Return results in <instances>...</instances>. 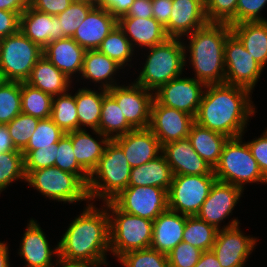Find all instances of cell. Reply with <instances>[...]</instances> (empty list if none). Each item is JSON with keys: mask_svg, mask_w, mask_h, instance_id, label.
<instances>
[{"mask_svg": "<svg viewBox=\"0 0 267 267\" xmlns=\"http://www.w3.org/2000/svg\"><path fill=\"white\" fill-rule=\"evenodd\" d=\"M54 166L61 170L78 175L86 184L89 174L78 164L73 152L71 137L65 133L56 146V158Z\"/></svg>", "mask_w": 267, "mask_h": 267, "instance_id": "cell-42", "label": "cell"}, {"mask_svg": "<svg viewBox=\"0 0 267 267\" xmlns=\"http://www.w3.org/2000/svg\"><path fill=\"white\" fill-rule=\"evenodd\" d=\"M172 12L165 32L169 38H181L209 23L204 0H172Z\"/></svg>", "mask_w": 267, "mask_h": 267, "instance_id": "cell-18", "label": "cell"}, {"mask_svg": "<svg viewBox=\"0 0 267 267\" xmlns=\"http://www.w3.org/2000/svg\"><path fill=\"white\" fill-rule=\"evenodd\" d=\"M230 27L252 58L264 68L267 64V21L243 22Z\"/></svg>", "mask_w": 267, "mask_h": 267, "instance_id": "cell-28", "label": "cell"}, {"mask_svg": "<svg viewBox=\"0 0 267 267\" xmlns=\"http://www.w3.org/2000/svg\"><path fill=\"white\" fill-rule=\"evenodd\" d=\"M52 121L65 133L79 129L75 94L64 93L52 99Z\"/></svg>", "mask_w": 267, "mask_h": 267, "instance_id": "cell-35", "label": "cell"}, {"mask_svg": "<svg viewBox=\"0 0 267 267\" xmlns=\"http://www.w3.org/2000/svg\"><path fill=\"white\" fill-rule=\"evenodd\" d=\"M85 53L72 37L51 41L43 49V56L71 81L73 74H81Z\"/></svg>", "mask_w": 267, "mask_h": 267, "instance_id": "cell-24", "label": "cell"}, {"mask_svg": "<svg viewBox=\"0 0 267 267\" xmlns=\"http://www.w3.org/2000/svg\"><path fill=\"white\" fill-rule=\"evenodd\" d=\"M21 241L18 254L25 259L26 267L56 266L52 257L55 255L58 258V245L54 250L50 248L45 232L36 220L30 219Z\"/></svg>", "mask_w": 267, "mask_h": 267, "instance_id": "cell-21", "label": "cell"}, {"mask_svg": "<svg viewBox=\"0 0 267 267\" xmlns=\"http://www.w3.org/2000/svg\"><path fill=\"white\" fill-rule=\"evenodd\" d=\"M74 0H29V6L38 11L57 16L64 12Z\"/></svg>", "mask_w": 267, "mask_h": 267, "instance_id": "cell-51", "label": "cell"}, {"mask_svg": "<svg viewBox=\"0 0 267 267\" xmlns=\"http://www.w3.org/2000/svg\"><path fill=\"white\" fill-rule=\"evenodd\" d=\"M172 0H152L153 18L158 21L164 28L169 23L172 12Z\"/></svg>", "mask_w": 267, "mask_h": 267, "instance_id": "cell-54", "label": "cell"}, {"mask_svg": "<svg viewBox=\"0 0 267 267\" xmlns=\"http://www.w3.org/2000/svg\"><path fill=\"white\" fill-rule=\"evenodd\" d=\"M108 94L117 102L133 129L148 128L154 92L137 85H120L108 89Z\"/></svg>", "mask_w": 267, "mask_h": 267, "instance_id": "cell-14", "label": "cell"}, {"mask_svg": "<svg viewBox=\"0 0 267 267\" xmlns=\"http://www.w3.org/2000/svg\"><path fill=\"white\" fill-rule=\"evenodd\" d=\"M97 50L114 60L122 68H125L126 65L130 66L127 62L133 59L131 57H133L135 52L131 42L118 24L106 36Z\"/></svg>", "mask_w": 267, "mask_h": 267, "instance_id": "cell-38", "label": "cell"}, {"mask_svg": "<svg viewBox=\"0 0 267 267\" xmlns=\"http://www.w3.org/2000/svg\"><path fill=\"white\" fill-rule=\"evenodd\" d=\"M42 56L43 49L20 31L0 40V72L6 81L25 82Z\"/></svg>", "mask_w": 267, "mask_h": 267, "instance_id": "cell-9", "label": "cell"}, {"mask_svg": "<svg viewBox=\"0 0 267 267\" xmlns=\"http://www.w3.org/2000/svg\"><path fill=\"white\" fill-rule=\"evenodd\" d=\"M117 24L131 42L133 49L135 46L151 48L164 43L169 38L165 28L153 17L147 19L119 17Z\"/></svg>", "mask_w": 267, "mask_h": 267, "instance_id": "cell-25", "label": "cell"}, {"mask_svg": "<svg viewBox=\"0 0 267 267\" xmlns=\"http://www.w3.org/2000/svg\"><path fill=\"white\" fill-rule=\"evenodd\" d=\"M131 167L122 148L110 140L96 168L89 175L87 191L89 202L101 199L111 201L128 187Z\"/></svg>", "mask_w": 267, "mask_h": 267, "instance_id": "cell-4", "label": "cell"}, {"mask_svg": "<svg viewBox=\"0 0 267 267\" xmlns=\"http://www.w3.org/2000/svg\"><path fill=\"white\" fill-rule=\"evenodd\" d=\"M53 97L26 82H21V110L38 119L51 117Z\"/></svg>", "mask_w": 267, "mask_h": 267, "instance_id": "cell-37", "label": "cell"}, {"mask_svg": "<svg viewBox=\"0 0 267 267\" xmlns=\"http://www.w3.org/2000/svg\"><path fill=\"white\" fill-rule=\"evenodd\" d=\"M205 88L206 84L202 81L180 76L160 86L154 92V99L161 105L185 112L195 118Z\"/></svg>", "mask_w": 267, "mask_h": 267, "instance_id": "cell-15", "label": "cell"}, {"mask_svg": "<svg viewBox=\"0 0 267 267\" xmlns=\"http://www.w3.org/2000/svg\"><path fill=\"white\" fill-rule=\"evenodd\" d=\"M239 224L238 219L234 218L217 232L211 250L222 267H244L257 244L258 239L244 235Z\"/></svg>", "mask_w": 267, "mask_h": 267, "instance_id": "cell-13", "label": "cell"}, {"mask_svg": "<svg viewBox=\"0 0 267 267\" xmlns=\"http://www.w3.org/2000/svg\"><path fill=\"white\" fill-rule=\"evenodd\" d=\"M20 16L16 12L0 10V40L19 31Z\"/></svg>", "mask_w": 267, "mask_h": 267, "instance_id": "cell-52", "label": "cell"}, {"mask_svg": "<svg viewBox=\"0 0 267 267\" xmlns=\"http://www.w3.org/2000/svg\"><path fill=\"white\" fill-rule=\"evenodd\" d=\"M117 25V18L108 10L94 6L72 39L85 50H96Z\"/></svg>", "mask_w": 267, "mask_h": 267, "instance_id": "cell-22", "label": "cell"}, {"mask_svg": "<svg viewBox=\"0 0 267 267\" xmlns=\"http://www.w3.org/2000/svg\"><path fill=\"white\" fill-rule=\"evenodd\" d=\"M194 267H222L212 250L203 251Z\"/></svg>", "mask_w": 267, "mask_h": 267, "instance_id": "cell-59", "label": "cell"}, {"mask_svg": "<svg viewBox=\"0 0 267 267\" xmlns=\"http://www.w3.org/2000/svg\"><path fill=\"white\" fill-rule=\"evenodd\" d=\"M209 23L236 24L238 0H204Z\"/></svg>", "mask_w": 267, "mask_h": 267, "instance_id": "cell-46", "label": "cell"}, {"mask_svg": "<svg viewBox=\"0 0 267 267\" xmlns=\"http://www.w3.org/2000/svg\"><path fill=\"white\" fill-rule=\"evenodd\" d=\"M21 110V82L6 81L0 86V125H7Z\"/></svg>", "mask_w": 267, "mask_h": 267, "instance_id": "cell-39", "label": "cell"}, {"mask_svg": "<svg viewBox=\"0 0 267 267\" xmlns=\"http://www.w3.org/2000/svg\"><path fill=\"white\" fill-rule=\"evenodd\" d=\"M243 191L240 187L216 180L196 216L217 230L222 229L221 222L231 215Z\"/></svg>", "mask_w": 267, "mask_h": 267, "instance_id": "cell-17", "label": "cell"}, {"mask_svg": "<svg viewBox=\"0 0 267 267\" xmlns=\"http://www.w3.org/2000/svg\"><path fill=\"white\" fill-rule=\"evenodd\" d=\"M93 132L100 137L94 139L85 129H78L67 134L71 137L73 152L78 164L90 175L96 168L100 158L103 156L106 145L110 139L98 130Z\"/></svg>", "mask_w": 267, "mask_h": 267, "instance_id": "cell-27", "label": "cell"}, {"mask_svg": "<svg viewBox=\"0 0 267 267\" xmlns=\"http://www.w3.org/2000/svg\"><path fill=\"white\" fill-rule=\"evenodd\" d=\"M181 38H168L149 49L146 61L135 83L155 92L160 86L182 75L187 64L185 45Z\"/></svg>", "mask_w": 267, "mask_h": 267, "instance_id": "cell-5", "label": "cell"}, {"mask_svg": "<svg viewBox=\"0 0 267 267\" xmlns=\"http://www.w3.org/2000/svg\"><path fill=\"white\" fill-rule=\"evenodd\" d=\"M111 201L120 210L151 221L168 209L167 190L155 186H128Z\"/></svg>", "mask_w": 267, "mask_h": 267, "instance_id": "cell-11", "label": "cell"}, {"mask_svg": "<svg viewBox=\"0 0 267 267\" xmlns=\"http://www.w3.org/2000/svg\"><path fill=\"white\" fill-rule=\"evenodd\" d=\"M39 120L33 116L20 113L6 125L17 150L22 152L27 147Z\"/></svg>", "mask_w": 267, "mask_h": 267, "instance_id": "cell-44", "label": "cell"}, {"mask_svg": "<svg viewBox=\"0 0 267 267\" xmlns=\"http://www.w3.org/2000/svg\"><path fill=\"white\" fill-rule=\"evenodd\" d=\"M186 216L167 209L153 221L150 247L163 254H168L182 242Z\"/></svg>", "mask_w": 267, "mask_h": 267, "instance_id": "cell-26", "label": "cell"}, {"mask_svg": "<svg viewBox=\"0 0 267 267\" xmlns=\"http://www.w3.org/2000/svg\"><path fill=\"white\" fill-rule=\"evenodd\" d=\"M267 0H238L236 8V24L243 22L267 21L261 17V11Z\"/></svg>", "mask_w": 267, "mask_h": 267, "instance_id": "cell-49", "label": "cell"}, {"mask_svg": "<svg viewBox=\"0 0 267 267\" xmlns=\"http://www.w3.org/2000/svg\"><path fill=\"white\" fill-rule=\"evenodd\" d=\"M231 27L226 23H208L195 30L184 43L186 53H190V63L195 79L208 84H223L225 80V42L231 34ZM187 45V46H186Z\"/></svg>", "mask_w": 267, "mask_h": 267, "instance_id": "cell-3", "label": "cell"}, {"mask_svg": "<svg viewBox=\"0 0 267 267\" xmlns=\"http://www.w3.org/2000/svg\"><path fill=\"white\" fill-rule=\"evenodd\" d=\"M25 82L52 97L67 93L72 84V81L44 56L34 65Z\"/></svg>", "mask_w": 267, "mask_h": 267, "instance_id": "cell-29", "label": "cell"}, {"mask_svg": "<svg viewBox=\"0 0 267 267\" xmlns=\"http://www.w3.org/2000/svg\"><path fill=\"white\" fill-rule=\"evenodd\" d=\"M64 134L65 132L51 118L40 119L27 147L23 151L50 147L53 144H57Z\"/></svg>", "mask_w": 267, "mask_h": 267, "instance_id": "cell-45", "label": "cell"}, {"mask_svg": "<svg viewBox=\"0 0 267 267\" xmlns=\"http://www.w3.org/2000/svg\"><path fill=\"white\" fill-rule=\"evenodd\" d=\"M56 146L38 148L32 151H22L24 155V170H37L54 166Z\"/></svg>", "mask_w": 267, "mask_h": 267, "instance_id": "cell-48", "label": "cell"}, {"mask_svg": "<svg viewBox=\"0 0 267 267\" xmlns=\"http://www.w3.org/2000/svg\"><path fill=\"white\" fill-rule=\"evenodd\" d=\"M260 137L247 141L252 156L257 161L263 176L267 179V129Z\"/></svg>", "mask_w": 267, "mask_h": 267, "instance_id": "cell-50", "label": "cell"}, {"mask_svg": "<svg viewBox=\"0 0 267 267\" xmlns=\"http://www.w3.org/2000/svg\"><path fill=\"white\" fill-rule=\"evenodd\" d=\"M19 31L41 49L51 41L65 38L59 32L57 16L38 11L30 6L20 15Z\"/></svg>", "mask_w": 267, "mask_h": 267, "instance_id": "cell-23", "label": "cell"}, {"mask_svg": "<svg viewBox=\"0 0 267 267\" xmlns=\"http://www.w3.org/2000/svg\"><path fill=\"white\" fill-rule=\"evenodd\" d=\"M17 150L6 125H0V153Z\"/></svg>", "mask_w": 267, "mask_h": 267, "instance_id": "cell-57", "label": "cell"}, {"mask_svg": "<svg viewBox=\"0 0 267 267\" xmlns=\"http://www.w3.org/2000/svg\"><path fill=\"white\" fill-rule=\"evenodd\" d=\"M216 180L215 175H173L167 191L168 209L196 216Z\"/></svg>", "mask_w": 267, "mask_h": 267, "instance_id": "cell-10", "label": "cell"}, {"mask_svg": "<svg viewBox=\"0 0 267 267\" xmlns=\"http://www.w3.org/2000/svg\"><path fill=\"white\" fill-rule=\"evenodd\" d=\"M224 59V83L242 86L252 91L264 68L252 58L233 33L226 39Z\"/></svg>", "mask_w": 267, "mask_h": 267, "instance_id": "cell-12", "label": "cell"}, {"mask_svg": "<svg viewBox=\"0 0 267 267\" xmlns=\"http://www.w3.org/2000/svg\"><path fill=\"white\" fill-rule=\"evenodd\" d=\"M8 249V245L0 241V267H10Z\"/></svg>", "mask_w": 267, "mask_h": 267, "instance_id": "cell-60", "label": "cell"}, {"mask_svg": "<svg viewBox=\"0 0 267 267\" xmlns=\"http://www.w3.org/2000/svg\"><path fill=\"white\" fill-rule=\"evenodd\" d=\"M29 7V0H0V10L16 12L19 16Z\"/></svg>", "mask_w": 267, "mask_h": 267, "instance_id": "cell-56", "label": "cell"}, {"mask_svg": "<svg viewBox=\"0 0 267 267\" xmlns=\"http://www.w3.org/2000/svg\"><path fill=\"white\" fill-rule=\"evenodd\" d=\"M251 90L229 84H208L194 121L228 138L244 136L249 119L255 114Z\"/></svg>", "mask_w": 267, "mask_h": 267, "instance_id": "cell-1", "label": "cell"}, {"mask_svg": "<svg viewBox=\"0 0 267 267\" xmlns=\"http://www.w3.org/2000/svg\"><path fill=\"white\" fill-rule=\"evenodd\" d=\"M217 232L214 226L197 216H186L182 241L201 251H209L215 243Z\"/></svg>", "mask_w": 267, "mask_h": 267, "instance_id": "cell-36", "label": "cell"}, {"mask_svg": "<svg viewBox=\"0 0 267 267\" xmlns=\"http://www.w3.org/2000/svg\"><path fill=\"white\" fill-rule=\"evenodd\" d=\"M162 154L173 175H214V169L198 155L188 138L163 145Z\"/></svg>", "mask_w": 267, "mask_h": 267, "instance_id": "cell-19", "label": "cell"}, {"mask_svg": "<svg viewBox=\"0 0 267 267\" xmlns=\"http://www.w3.org/2000/svg\"><path fill=\"white\" fill-rule=\"evenodd\" d=\"M188 139L198 155L214 169L219 163L223 147L229 138L194 122Z\"/></svg>", "mask_w": 267, "mask_h": 267, "instance_id": "cell-32", "label": "cell"}, {"mask_svg": "<svg viewBox=\"0 0 267 267\" xmlns=\"http://www.w3.org/2000/svg\"><path fill=\"white\" fill-rule=\"evenodd\" d=\"M172 179L171 167L161 154L145 164L131 168L128 186H155L168 191Z\"/></svg>", "mask_w": 267, "mask_h": 267, "instance_id": "cell-31", "label": "cell"}, {"mask_svg": "<svg viewBox=\"0 0 267 267\" xmlns=\"http://www.w3.org/2000/svg\"><path fill=\"white\" fill-rule=\"evenodd\" d=\"M55 267H101V265L107 266L108 263H99L91 261H72L62 258H57Z\"/></svg>", "mask_w": 267, "mask_h": 267, "instance_id": "cell-58", "label": "cell"}, {"mask_svg": "<svg viewBox=\"0 0 267 267\" xmlns=\"http://www.w3.org/2000/svg\"><path fill=\"white\" fill-rule=\"evenodd\" d=\"M118 262L123 267H169L167 255L151 247L127 252Z\"/></svg>", "mask_w": 267, "mask_h": 267, "instance_id": "cell-43", "label": "cell"}, {"mask_svg": "<svg viewBox=\"0 0 267 267\" xmlns=\"http://www.w3.org/2000/svg\"><path fill=\"white\" fill-rule=\"evenodd\" d=\"M120 17H135L147 19L153 17L152 0H135L128 12Z\"/></svg>", "mask_w": 267, "mask_h": 267, "instance_id": "cell-55", "label": "cell"}, {"mask_svg": "<svg viewBox=\"0 0 267 267\" xmlns=\"http://www.w3.org/2000/svg\"><path fill=\"white\" fill-rule=\"evenodd\" d=\"M120 69L124 68L99 50H86L81 78L99 83L100 88L108 90L117 86L114 75Z\"/></svg>", "mask_w": 267, "mask_h": 267, "instance_id": "cell-30", "label": "cell"}, {"mask_svg": "<svg viewBox=\"0 0 267 267\" xmlns=\"http://www.w3.org/2000/svg\"><path fill=\"white\" fill-rule=\"evenodd\" d=\"M113 140L122 148L131 168L162 154V145L149 128L133 129Z\"/></svg>", "mask_w": 267, "mask_h": 267, "instance_id": "cell-20", "label": "cell"}, {"mask_svg": "<svg viewBox=\"0 0 267 267\" xmlns=\"http://www.w3.org/2000/svg\"><path fill=\"white\" fill-rule=\"evenodd\" d=\"M133 130L117 102L107 93L102 102L99 132L113 140Z\"/></svg>", "mask_w": 267, "mask_h": 267, "instance_id": "cell-34", "label": "cell"}, {"mask_svg": "<svg viewBox=\"0 0 267 267\" xmlns=\"http://www.w3.org/2000/svg\"><path fill=\"white\" fill-rule=\"evenodd\" d=\"M98 90H100L99 93L96 90L82 87L77 90V93L75 92L79 129L89 127L91 130L99 131L102 102L108 91L103 88H98Z\"/></svg>", "mask_w": 267, "mask_h": 267, "instance_id": "cell-33", "label": "cell"}, {"mask_svg": "<svg viewBox=\"0 0 267 267\" xmlns=\"http://www.w3.org/2000/svg\"><path fill=\"white\" fill-rule=\"evenodd\" d=\"M25 173V182L46 198L69 204L83 200L89 202L87 184L76 174L65 172L56 166L25 170Z\"/></svg>", "mask_w": 267, "mask_h": 267, "instance_id": "cell-8", "label": "cell"}, {"mask_svg": "<svg viewBox=\"0 0 267 267\" xmlns=\"http://www.w3.org/2000/svg\"><path fill=\"white\" fill-rule=\"evenodd\" d=\"M4 82H6V80H5L4 76H3V74L0 72V86L2 84H4Z\"/></svg>", "mask_w": 267, "mask_h": 267, "instance_id": "cell-61", "label": "cell"}, {"mask_svg": "<svg viewBox=\"0 0 267 267\" xmlns=\"http://www.w3.org/2000/svg\"><path fill=\"white\" fill-rule=\"evenodd\" d=\"M203 251L187 242H180L168 254L169 267H194Z\"/></svg>", "mask_w": 267, "mask_h": 267, "instance_id": "cell-47", "label": "cell"}, {"mask_svg": "<svg viewBox=\"0 0 267 267\" xmlns=\"http://www.w3.org/2000/svg\"><path fill=\"white\" fill-rule=\"evenodd\" d=\"M80 1H88V2H91L93 4H96L98 2V0H80Z\"/></svg>", "mask_w": 267, "mask_h": 267, "instance_id": "cell-62", "label": "cell"}, {"mask_svg": "<svg viewBox=\"0 0 267 267\" xmlns=\"http://www.w3.org/2000/svg\"><path fill=\"white\" fill-rule=\"evenodd\" d=\"M135 0H98L95 6L108 10L117 19L125 15Z\"/></svg>", "mask_w": 267, "mask_h": 267, "instance_id": "cell-53", "label": "cell"}, {"mask_svg": "<svg viewBox=\"0 0 267 267\" xmlns=\"http://www.w3.org/2000/svg\"><path fill=\"white\" fill-rule=\"evenodd\" d=\"M95 4L88 1L74 0L58 17L59 32L65 37H73L77 28L84 22L89 11Z\"/></svg>", "mask_w": 267, "mask_h": 267, "instance_id": "cell-41", "label": "cell"}, {"mask_svg": "<svg viewBox=\"0 0 267 267\" xmlns=\"http://www.w3.org/2000/svg\"><path fill=\"white\" fill-rule=\"evenodd\" d=\"M93 203L87 204L69 224L57 243L58 258L107 263V252L110 251L109 214L104 205L97 208Z\"/></svg>", "mask_w": 267, "mask_h": 267, "instance_id": "cell-2", "label": "cell"}, {"mask_svg": "<svg viewBox=\"0 0 267 267\" xmlns=\"http://www.w3.org/2000/svg\"><path fill=\"white\" fill-rule=\"evenodd\" d=\"M103 205L109 214L110 252L113 256L119 259L127 252L150 248L153 221L126 213L112 201Z\"/></svg>", "mask_w": 267, "mask_h": 267, "instance_id": "cell-6", "label": "cell"}, {"mask_svg": "<svg viewBox=\"0 0 267 267\" xmlns=\"http://www.w3.org/2000/svg\"><path fill=\"white\" fill-rule=\"evenodd\" d=\"M194 117L177 109L152 102L149 129L163 146L188 138Z\"/></svg>", "mask_w": 267, "mask_h": 267, "instance_id": "cell-16", "label": "cell"}, {"mask_svg": "<svg viewBox=\"0 0 267 267\" xmlns=\"http://www.w3.org/2000/svg\"><path fill=\"white\" fill-rule=\"evenodd\" d=\"M17 179L26 180L24 155L19 150L0 153V194Z\"/></svg>", "mask_w": 267, "mask_h": 267, "instance_id": "cell-40", "label": "cell"}, {"mask_svg": "<svg viewBox=\"0 0 267 267\" xmlns=\"http://www.w3.org/2000/svg\"><path fill=\"white\" fill-rule=\"evenodd\" d=\"M217 180L245 189L248 183H267L250 148L242 136L229 138L225 143L219 163L214 167Z\"/></svg>", "mask_w": 267, "mask_h": 267, "instance_id": "cell-7", "label": "cell"}]
</instances>
